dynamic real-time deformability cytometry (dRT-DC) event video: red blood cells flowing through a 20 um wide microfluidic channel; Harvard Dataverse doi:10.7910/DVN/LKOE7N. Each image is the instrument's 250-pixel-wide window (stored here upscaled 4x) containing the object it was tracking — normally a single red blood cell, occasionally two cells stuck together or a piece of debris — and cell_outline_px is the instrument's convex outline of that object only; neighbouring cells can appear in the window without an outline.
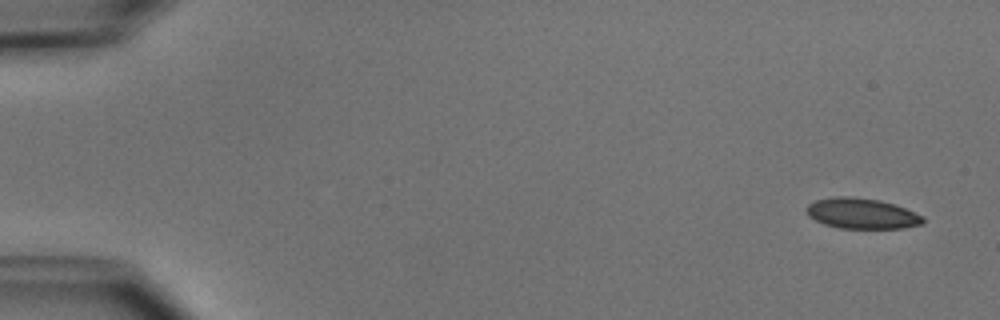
{"species": "common noctule bat (a hibernating species)", "species_latin": "Nyctalus noctula", "temperature_condition": "cold", "stored_images_in_passage": 6, "camera_frame_rate_fps": 3000, "um_per_image_px": 0.085, "animal": {"sex": "male", "body_mass_g": 15.6}, "frame": {"image": 1, "passage_image": 1, "time_ms": 0.0, "image_size_px": [1000, 320], "cell_outline_px": [[924, 224], [904, 228], [840, 228], [824, 224], [808, 216], [804, 208], [808, 204], [816, 200], [836, 196], [848, 196], [880, 200], [904, 208], [924, 216]], "centroid_in_image_um": [73.24, 18.15], "position_along_channel_um": 11.8, "area_um2": 20.75}}
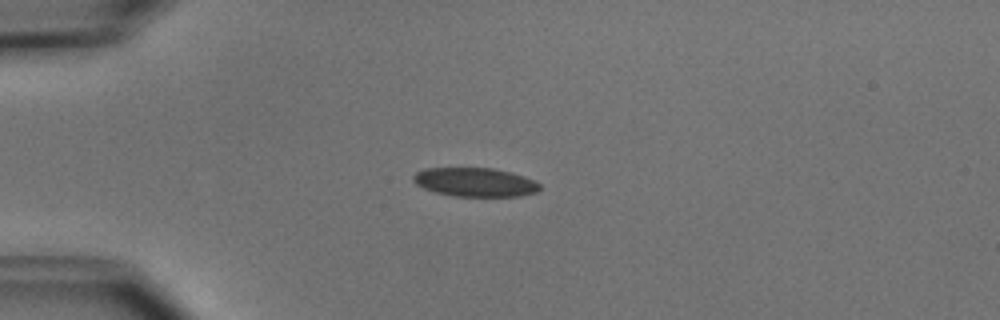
{"frame": {"image": 2, "passage_image": 4, "time_ms": 3.667, "image_size_px": [1000, 320], "cell_outline_px": [[540, 188], [536, 192], [520, 196], [456, 196], [436, 192], [424, 188], [416, 184], [412, 180], [412, 176], [416, 172], [424, 168], [496, 168], [512, 172], [536, 180], [540, 184]], "centroid_in_image_um": [40.4, 15.47], "position_along_channel_um": 44.6, "area_um2": 21.39}}